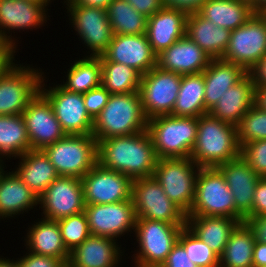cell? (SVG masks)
I'll use <instances>...</instances> for the list:
<instances>
[{
	"mask_svg": "<svg viewBox=\"0 0 266 267\" xmlns=\"http://www.w3.org/2000/svg\"><path fill=\"white\" fill-rule=\"evenodd\" d=\"M266 215V177L258 180L253 198L251 217Z\"/></svg>",
	"mask_w": 266,
	"mask_h": 267,
	"instance_id": "bcb514c9",
	"label": "cell"
},
{
	"mask_svg": "<svg viewBox=\"0 0 266 267\" xmlns=\"http://www.w3.org/2000/svg\"><path fill=\"white\" fill-rule=\"evenodd\" d=\"M253 267H266V244L258 241L253 248Z\"/></svg>",
	"mask_w": 266,
	"mask_h": 267,
	"instance_id": "f5cc1de1",
	"label": "cell"
},
{
	"mask_svg": "<svg viewBox=\"0 0 266 267\" xmlns=\"http://www.w3.org/2000/svg\"><path fill=\"white\" fill-rule=\"evenodd\" d=\"M57 223L61 231L63 243L69 252L91 235L84 211L59 219Z\"/></svg>",
	"mask_w": 266,
	"mask_h": 267,
	"instance_id": "60d3db41",
	"label": "cell"
},
{
	"mask_svg": "<svg viewBox=\"0 0 266 267\" xmlns=\"http://www.w3.org/2000/svg\"><path fill=\"white\" fill-rule=\"evenodd\" d=\"M204 74L182 75L180 90L170 115L197 117L206 114Z\"/></svg>",
	"mask_w": 266,
	"mask_h": 267,
	"instance_id": "d6a6232c",
	"label": "cell"
},
{
	"mask_svg": "<svg viewBox=\"0 0 266 267\" xmlns=\"http://www.w3.org/2000/svg\"><path fill=\"white\" fill-rule=\"evenodd\" d=\"M181 78L182 75L159 69L157 66L142 75L138 92L147 119L172 113Z\"/></svg>",
	"mask_w": 266,
	"mask_h": 267,
	"instance_id": "4fadbf2b",
	"label": "cell"
},
{
	"mask_svg": "<svg viewBox=\"0 0 266 267\" xmlns=\"http://www.w3.org/2000/svg\"><path fill=\"white\" fill-rule=\"evenodd\" d=\"M131 199L136 218L186 225L187 214L169 199L153 176L132 181Z\"/></svg>",
	"mask_w": 266,
	"mask_h": 267,
	"instance_id": "8fae6325",
	"label": "cell"
},
{
	"mask_svg": "<svg viewBox=\"0 0 266 267\" xmlns=\"http://www.w3.org/2000/svg\"><path fill=\"white\" fill-rule=\"evenodd\" d=\"M161 267H198L187 256L184 246L178 241Z\"/></svg>",
	"mask_w": 266,
	"mask_h": 267,
	"instance_id": "f6af8a7d",
	"label": "cell"
},
{
	"mask_svg": "<svg viewBox=\"0 0 266 267\" xmlns=\"http://www.w3.org/2000/svg\"><path fill=\"white\" fill-rule=\"evenodd\" d=\"M132 179L98 163L83 177L85 204H107L132 200Z\"/></svg>",
	"mask_w": 266,
	"mask_h": 267,
	"instance_id": "ac0fdd59",
	"label": "cell"
},
{
	"mask_svg": "<svg viewBox=\"0 0 266 267\" xmlns=\"http://www.w3.org/2000/svg\"><path fill=\"white\" fill-rule=\"evenodd\" d=\"M139 92L110 94L107 105L94 120L92 136L97 142L146 130Z\"/></svg>",
	"mask_w": 266,
	"mask_h": 267,
	"instance_id": "3957f363",
	"label": "cell"
},
{
	"mask_svg": "<svg viewBox=\"0 0 266 267\" xmlns=\"http://www.w3.org/2000/svg\"><path fill=\"white\" fill-rule=\"evenodd\" d=\"M200 167L191 158H160L153 177L186 214L191 211Z\"/></svg>",
	"mask_w": 266,
	"mask_h": 267,
	"instance_id": "ba28073f",
	"label": "cell"
},
{
	"mask_svg": "<svg viewBox=\"0 0 266 267\" xmlns=\"http://www.w3.org/2000/svg\"><path fill=\"white\" fill-rule=\"evenodd\" d=\"M90 234L122 239L133 236L136 213L132 200L107 204H85L84 209ZM130 232V233H129Z\"/></svg>",
	"mask_w": 266,
	"mask_h": 267,
	"instance_id": "5bb4252c",
	"label": "cell"
},
{
	"mask_svg": "<svg viewBox=\"0 0 266 267\" xmlns=\"http://www.w3.org/2000/svg\"><path fill=\"white\" fill-rule=\"evenodd\" d=\"M19 63L16 61L0 78V116L21 115L39 93L44 71L33 64Z\"/></svg>",
	"mask_w": 266,
	"mask_h": 267,
	"instance_id": "9c48e42d",
	"label": "cell"
},
{
	"mask_svg": "<svg viewBox=\"0 0 266 267\" xmlns=\"http://www.w3.org/2000/svg\"><path fill=\"white\" fill-rule=\"evenodd\" d=\"M207 0H162L165 8L184 11L187 15L197 13Z\"/></svg>",
	"mask_w": 266,
	"mask_h": 267,
	"instance_id": "7dc6e473",
	"label": "cell"
},
{
	"mask_svg": "<svg viewBox=\"0 0 266 267\" xmlns=\"http://www.w3.org/2000/svg\"><path fill=\"white\" fill-rule=\"evenodd\" d=\"M214 25L235 30L255 13L253 6L242 0H207L198 12Z\"/></svg>",
	"mask_w": 266,
	"mask_h": 267,
	"instance_id": "1f68e13d",
	"label": "cell"
},
{
	"mask_svg": "<svg viewBox=\"0 0 266 267\" xmlns=\"http://www.w3.org/2000/svg\"><path fill=\"white\" fill-rule=\"evenodd\" d=\"M242 1H246L253 6L258 0H242Z\"/></svg>",
	"mask_w": 266,
	"mask_h": 267,
	"instance_id": "6125c7cd",
	"label": "cell"
},
{
	"mask_svg": "<svg viewBox=\"0 0 266 267\" xmlns=\"http://www.w3.org/2000/svg\"><path fill=\"white\" fill-rule=\"evenodd\" d=\"M178 241L184 246L188 258L198 267H219V256L186 226Z\"/></svg>",
	"mask_w": 266,
	"mask_h": 267,
	"instance_id": "f35d334b",
	"label": "cell"
},
{
	"mask_svg": "<svg viewBox=\"0 0 266 267\" xmlns=\"http://www.w3.org/2000/svg\"><path fill=\"white\" fill-rule=\"evenodd\" d=\"M10 170L0 176V221L14 220L21 214L24 216L31 210H38V197L12 168Z\"/></svg>",
	"mask_w": 266,
	"mask_h": 267,
	"instance_id": "cb8c5ba5",
	"label": "cell"
},
{
	"mask_svg": "<svg viewBox=\"0 0 266 267\" xmlns=\"http://www.w3.org/2000/svg\"><path fill=\"white\" fill-rule=\"evenodd\" d=\"M18 51L19 49L10 44L0 51V78L17 61L15 57Z\"/></svg>",
	"mask_w": 266,
	"mask_h": 267,
	"instance_id": "f907efd6",
	"label": "cell"
},
{
	"mask_svg": "<svg viewBox=\"0 0 266 267\" xmlns=\"http://www.w3.org/2000/svg\"><path fill=\"white\" fill-rule=\"evenodd\" d=\"M25 255L17 259L19 262V267H60L62 263L54 258L49 256L38 255L30 251H23Z\"/></svg>",
	"mask_w": 266,
	"mask_h": 267,
	"instance_id": "ee69618b",
	"label": "cell"
},
{
	"mask_svg": "<svg viewBox=\"0 0 266 267\" xmlns=\"http://www.w3.org/2000/svg\"><path fill=\"white\" fill-rule=\"evenodd\" d=\"M63 5H84L87 7H95L105 9L113 0H62Z\"/></svg>",
	"mask_w": 266,
	"mask_h": 267,
	"instance_id": "db71d44e",
	"label": "cell"
},
{
	"mask_svg": "<svg viewBox=\"0 0 266 267\" xmlns=\"http://www.w3.org/2000/svg\"><path fill=\"white\" fill-rule=\"evenodd\" d=\"M100 61L125 64L144 75L156 67L157 55L152 51L146 34L113 35L107 50L98 56Z\"/></svg>",
	"mask_w": 266,
	"mask_h": 267,
	"instance_id": "ffe728a7",
	"label": "cell"
},
{
	"mask_svg": "<svg viewBox=\"0 0 266 267\" xmlns=\"http://www.w3.org/2000/svg\"><path fill=\"white\" fill-rule=\"evenodd\" d=\"M185 226L137 218L133 233L137 249L129 256L134 267H161Z\"/></svg>",
	"mask_w": 266,
	"mask_h": 267,
	"instance_id": "5b68a950",
	"label": "cell"
},
{
	"mask_svg": "<svg viewBox=\"0 0 266 267\" xmlns=\"http://www.w3.org/2000/svg\"><path fill=\"white\" fill-rule=\"evenodd\" d=\"M60 267H71L68 263H63Z\"/></svg>",
	"mask_w": 266,
	"mask_h": 267,
	"instance_id": "e7e4bbea",
	"label": "cell"
},
{
	"mask_svg": "<svg viewBox=\"0 0 266 267\" xmlns=\"http://www.w3.org/2000/svg\"><path fill=\"white\" fill-rule=\"evenodd\" d=\"M5 165V166H4ZM6 161L3 158H0V176L6 169Z\"/></svg>",
	"mask_w": 266,
	"mask_h": 267,
	"instance_id": "91938a15",
	"label": "cell"
},
{
	"mask_svg": "<svg viewBox=\"0 0 266 267\" xmlns=\"http://www.w3.org/2000/svg\"><path fill=\"white\" fill-rule=\"evenodd\" d=\"M199 118L160 115L148 119L146 130L157 158H190Z\"/></svg>",
	"mask_w": 266,
	"mask_h": 267,
	"instance_id": "277c9868",
	"label": "cell"
},
{
	"mask_svg": "<svg viewBox=\"0 0 266 267\" xmlns=\"http://www.w3.org/2000/svg\"><path fill=\"white\" fill-rule=\"evenodd\" d=\"M16 159L13 170L38 198L59 176L42 150H29Z\"/></svg>",
	"mask_w": 266,
	"mask_h": 267,
	"instance_id": "f546056e",
	"label": "cell"
},
{
	"mask_svg": "<svg viewBox=\"0 0 266 267\" xmlns=\"http://www.w3.org/2000/svg\"><path fill=\"white\" fill-rule=\"evenodd\" d=\"M157 155L147 130L97 142V163L132 180L152 177Z\"/></svg>",
	"mask_w": 266,
	"mask_h": 267,
	"instance_id": "6da1fadb",
	"label": "cell"
},
{
	"mask_svg": "<svg viewBox=\"0 0 266 267\" xmlns=\"http://www.w3.org/2000/svg\"><path fill=\"white\" fill-rule=\"evenodd\" d=\"M254 244L252 230L245 222L239 223L219 257V267H253Z\"/></svg>",
	"mask_w": 266,
	"mask_h": 267,
	"instance_id": "d590c367",
	"label": "cell"
},
{
	"mask_svg": "<svg viewBox=\"0 0 266 267\" xmlns=\"http://www.w3.org/2000/svg\"><path fill=\"white\" fill-rule=\"evenodd\" d=\"M217 169L224 176L236 205V219L241 223L251 217L255 186L260 179L241 157H237Z\"/></svg>",
	"mask_w": 266,
	"mask_h": 267,
	"instance_id": "44dd1931",
	"label": "cell"
},
{
	"mask_svg": "<svg viewBox=\"0 0 266 267\" xmlns=\"http://www.w3.org/2000/svg\"><path fill=\"white\" fill-rule=\"evenodd\" d=\"M266 55V21L259 13L231 31L222 59L244 67L248 72Z\"/></svg>",
	"mask_w": 266,
	"mask_h": 267,
	"instance_id": "9a60e30c",
	"label": "cell"
},
{
	"mask_svg": "<svg viewBox=\"0 0 266 267\" xmlns=\"http://www.w3.org/2000/svg\"><path fill=\"white\" fill-rule=\"evenodd\" d=\"M23 242L25 250L54 257L62 264L68 263L70 252L65 247L57 221L43 217L28 224Z\"/></svg>",
	"mask_w": 266,
	"mask_h": 267,
	"instance_id": "d4e9b609",
	"label": "cell"
},
{
	"mask_svg": "<svg viewBox=\"0 0 266 267\" xmlns=\"http://www.w3.org/2000/svg\"><path fill=\"white\" fill-rule=\"evenodd\" d=\"M254 88L252 76L248 73L241 81L225 91L208 113L237 127L245 113L254 105Z\"/></svg>",
	"mask_w": 266,
	"mask_h": 267,
	"instance_id": "83f0119b",
	"label": "cell"
},
{
	"mask_svg": "<svg viewBox=\"0 0 266 267\" xmlns=\"http://www.w3.org/2000/svg\"><path fill=\"white\" fill-rule=\"evenodd\" d=\"M185 35L212 59H218L228 48L231 30L214 25L197 12L187 15Z\"/></svg>",
	"mask_w": 266,
	"mask_h": 267,
	"instance_id": "f1b7e54d",
	"label": "cell"
},
{
	"mask_svg": "<svg viewBox=\"0 0 266 267\" xmlns=\"http://www.w3.org/2000/svg\"><path fill=\"white\" fill-rule=\"evenodd\" d=\"M48 10L51 7L47 9L43 4L28 0H0V34L8 44L17 49L21 38H17L15 32L18 34L25 30L29 32V29L32 32L42 29L51 19Z\"/></svg>",
	"mask_w": 266,
	"mask_h": 267,
	"instance_id": "2e32d148",
	"label": "cell"
},
{
	"mask_svg": "<svg viewBox=\"0 0 266 267\" xmlns=\"http://www.w3.org/2000/svg\"><path fill=\"white\" fill-rule=\"evenodd\" d=\"M253 9L255 13H259V12L266 10V0H258L253 5Z\"/></svg>",
	"mask_w": 266,
	"mask_h": 267,
	"instance_id": "6f0895ef",
	"label": "cell"
},
{
	"mask_svg": "<svg viewBox=\"0 0 266 267\" xmlns=\"http://www.w3.org/2000/svg\"><path fill=\"white\" fill-rule=\"evenodd\" d=\"M8 43L3 39L2 35L0 34V51H2Z\"/></svg>",
	"mask_w": 266,
	"mask_h": 267,
	"instance_id": "94428289",
	"label": "cell"
},
{
	"mask_svg": "<svg viewBox=\"0 0 266 267\" xmlns=\"http://www.w3.org/2000/svg\"><path fill=\"white\" fill-rule=\"evenodd\" d=\"M28 1H32L37 4H43L48 9L49 5L51 6L54 0H28Z\"/></svg>",
	"mask_w": 266,
	"mask_h": 267,
	"instance_id": "680465c9",
	"label": "cell"
},
{
	"mask_svg": "<svg viewBox=\"0 0 266 267\" xmlns=\"http://www.w3.org/2000/svg\"><path fill=\"white\" fill-rule=\"evenodd\" d=\"M259 14L264 18V20L266 21V10L259 12Z\"/></svg>",
	"mask_w": 266,
	"mask_h": 267,
	"instance_id": "be15d7a7",
	"label": "cell"
},
{
	"mask_svg": "<svg viewBox=\"0 0 266 267\" xmlns=\"http://www.w3.org/2000/svg\"><path fill=\"white\" fill-rule=\"evenodd\" d=\"M29 150L30 140L22 114L0 116V158L16 160Z\"/></svg>",
	"mask_w": 266,
	"mask_h": 267,
	"instance_id": "e575fe53",
	"label": "cell"
},
{
	"mask_svg": "<svg viewBox=\"0 0 266 267\" xmlns=\"http://www.w3.org/2000/svg\"><path fill=\"white\" fill-rule=\"evenodd\" d=\"M239 223L230 217L187 216L186 227L220 257L231 232Z\"/></svg>",
	"mask_w": 266,
	"mask_h": 267,
	"instance_id": "4dcf8cb0",
	"label": "cell"
},
{
	"mask_svg": "<svg viewBox=\"0 0 266 267\" xmlns=\"http://www.w3.org/2000/svg\"><path fill=\"white\" fill-rule=\"evenodd\" d=\"M237 127L212 117L201 115L197 137L190 158L200 168H217L240 156Z\"/></svg>",
	"mask_w": 266,
	"mask_h": 267,
	"instance_id": "7a4b0ae2",
	"label": "cell"
},
{
	"mask_svg": "<svg viewBox=\"0 0 266 267\" xmlns=\"http://www.w3.org/2000/svg\"><path fill=\"white\" fill-rule=\"evenodd\" d=\"M109 96L110 92L102 85L83 93L86 111L93 120L96 119L107 105Z\"/></svg>",
	"mask_w": 266,
	"mask_h": 267,
	"instance_id": "7bdbcfd3",
	"label": "cell"
},
{
	"mask_svg": "<svg viewBox=\"0 0 266 267\" xmlns=\"http://www.w3.org/2000/svg\"><path fill=\"white\" fill-rule=\"evenodd\" d=\"M186 18L184 11L165 7L148 18L146 36L156 55L185 36Z\"/></svg>",
	"mask_w": 266,
	"mask_h": 267,
	"instance_id": "484cf974",
	"label": "cell"
},
{
	"mask_svg": "<svg viewBox=\"0 0 266 267\" xmlns=\"http://www.w3.org/2000/svg\"><path fill=\"white\" fill-rule=\"evenodd\" d=\"M0 267H19L18 259L0 256Z\"/></svg>",
	"mask_w": 266,
	"mask_h": 267,
	"instance_id": "9f6ffc18",
	"label": "cell"
},
{
	"mask_svg": "<svg viewBox=\"0 0 266 267\" xmlns=\"http://www.w3.org/2000/svg\"><path fill=\"white\" fill-rule=\"evenodd\" d=\"M130 5L136 9L137 12L143 14L147 18L162 9V0H126Z\"/></svg>",
	"mask_w": 266,
	"mask_h": 267,
	"instance_id": "c3c4849f",
	"label": "cell"
},
{
	"mask_svg": "<svg viewBox=\"0 0 266 267\" xmlns=\"http://www.w3.org/2000/svg\"><path fill=\"white\" fill-rule=\"evenodd\" d=\"M212 58L186 35L161 51L156 57L159 69L180 75L203 72Z\"/></svg>",
	"mask_w": 266,
	"mask_h": 267,
	"instance_id": "603a6c76",
	"label": "cell"
},
{
	"mask_svg": "<svg viewBox=\"0 0 266 267\" xmlns=\"http://www.w3.org/2000/svg\"><path fill=\"white\" fill-rule=\"evenodd\" d=\"M22 117L31 150H42L66 135L54 115L51 104L40 92L28 103Z\"/></svg>",
	"mask_w": 266,
	"mask_h": 267,
	"instance_id": "d6986e66",
	"label": "cell"
},
{
	"mask_svg": "<svg viewBox=\"0 0 266 267\" xmlns=\"http://www.w3.org/2000/svg\"><path fill=\"white\" fill-rule=\"evenodd\" d=\"M113 35L146 34L148 18L126 0H113L106 8Z\"/></svg>",
	"mask_w": 266,
	"mask_h": 267,
	"instance_id": "8d00e7d4",
	"label": "cell"
},
{
	"mask_svg": "<svg viewBox=\"0 0 266 267\" xmlns=\"http://www.w3.org/2000/svg\"><path fill=\"white\" fill-rule=\"evenodd\" d=\"M121 244L117 239L91 234L70 252L68 264L71 267H122L126 250Z\"/></svg>",
	"mask_w": 266,
	"mask_h": 267,
	"instance_id": "7402d4cb",
	"label": "cell"
},
{
	"mask_svg": "<svg viewBox=\"0 0 266 267\" xmlns=\"http://www.w3.org/2000/svg\"><path fill=\"white\" fill-rule=\"evenodd\" d=\"M66 6V7H65ZM69 25L86 47L83 56L98 57L108 48L113 32L105 9L84 5H64Z\"/></svg>",
	"mask_w": 266,
	"mask_h": 267,
	"instance_id": "7c38bea8",
	"label": "cell"
},
{
	"mask_svg": "<svg viewBox=\"0 0 266 267\" xmlns=\"http://www.w3.org/2000/svg\"><path fill=\"white\" fill-rule=\"evenodd\" d=\"M240 156L260 177H266V140L251 141L243 144Z\"/></svg>",
	"mask_w": 266,
	"mask_h": 267,
	"instance_id": "b9f144b4",
	"label": "cell"
},
{
	"mask_svg": "<svg viewBox=\"0 0 266 267\" xmlns=\"http://www.w3.org/2000/svg\"><path fill=\"white\" fill-rule=\"evenodd\" d=\"M244 222L252 230L255 241L266 244V215L250 217Z\"/></svg>",
	"mask_w": 266,
	"mask_h": 267,
	"instance_id": "681fc988",
	"label": "cell"
},
{
	"mask_svg": "<svg viewBox=\"0 0 266 267\" xmlns=\"http://www.w3.org/2000/svg\"><path fill=\"white\" fill-rule=\"evenodd\" d=\"M187 216H217L236 219V205L224 176L217 168H200L194 202Z\"/></svg>",
	"mask_w": 266,
	"mask_h": 267,
	"instance_id": "30bf717a",
	"label": "cell"
},
{
	"mask_svg": "<svg viewBox=\"0 0 266 267\" xmlns=\"http://www.w3.org/2000/svg\"><path fill=\"white\" fill-rule=\"evenodd\" d=\"M38 206L41 217L55 221L83 212L85 202L81 179L58 176L38 198Z\"/></svg>",
	"mask_w": 266,
	"mask_h": 267,
	"instance_id": "e0dca14e",
	"label": "cell"
},
{
	"mask_svg": "<svg viewBox=\"0 0 266 267\" xmlns=\"http://www.w3.org/2000/svg\"><path fill=\"white\" fill-rule=\"evenodd\" d=\"M240 147L251 141L266 140V111L253 105L237 126Z\"/></svg>",
	"mask_w": 266,
	"mask_h": 267,
	"instance_id": "ab89813d",
	"label": "cell"
},
{
	"mask_svg": "<svg viewBox=\"0 0 266 267\" xmlns=\"http://www.w3.org/2000/svg\"><path fill=\"white\" fill-rule=\"evenodd\" d=\"M59 176L83 178L97 164L92 135H65L42 149Z\"/></svg>",
	"mask_w": 266,
	"mask_h": 267,
	"instance_id": "8992f818",
	"label": "cell"
},
{
	"mask_svg": "<svg viewBox=\"0 0 266 267\" xmlns=\"http://www.w3.org/2000/svg\"><path fill=\"white\" fill-rule=\"evenodd\" d=\"M254 85H266V55L248 72Z\"/></svg>",
	"mask_w": 266,
	"mask_h": 267,
	"instance_id": "816d5d0a",
	"label": "cell"
},
{
	"mask_svg": "<svg viewBox=\"0 0 266 267\" xmlns=\"http://www.w3.org/2000/svg\"><path fill=\"white\" fill-rule=\"evenodd\" d=\"M101 85L110 94H126L139 91L142 75L132 67L111 61H101Z\"/></svg>",
	"mask_w": 266,
	"mask_h": 267,
	"instance_id": "74e56055",
	"label": "cell"
},
{
	"mask_svg": "<svg viewBox=\"0 0 266 267\" xmlns=\"http://www.w3.org/2000/svg\"><path fill=\"white\" fill-rule=\"evenodd\" d=\"M69 63L71 66L64 71L66 75L60 84L68 91L86 93L101 85L102 67L99 57L81 56Z\"/></svg>",
	"mask_w": 266,
	"mask_h": 267,
	"instance_id": "836d02e7",
	"label": "cell"
},
{
	"mask_svg": "<svg viewBox=\"0 0 266 267\" xmlns=\"http://www.w3.org/2000/svg\"><path fill=\"white\" fill-rule=\"evenodd\" d=\"M254 105L257 108L266 111V85H255Z\"/></svg>",
	"mask_w": 266,
	"mask_h": 267,
	"instance_id": "11a10c76",
	"label": "cell"
},
{
	"mask_svg": "<svg viewBox=\"0 0 266 267\" xmlns=\"http://www.w3.org/2000/svg\"><path fill=\"white\" fill-rule=\"evenodd\" d=\"M46 76L44 73L41 78L39 92L51 104L63 132L66 135H92L94 120L86 111L83 94L68 91L57 82L47 86L49 78Z\"/></svg>",
	"mask_w": 266,
	"mask_h": 267,
	"instance_id": "52a82bcc",
	"label": "cell"
},
{
	"mask_svg": "<svg viewBox=\"0 0 266 267\" xmlns=\"http://www.w3.org/2000/svg\"><path fill=\"white\" fill-rule=\"evenodd\" d=\"M202 73L204 74V101L207 114L222 98L224 92L241 81L248 71L238 64L218 58L212 59Z\"/></svg>",
	"mask_w": 266,
	"mask_h": 267,
	"instance_id": "4316f807",
	"label": "cell"
}]
</instances>
